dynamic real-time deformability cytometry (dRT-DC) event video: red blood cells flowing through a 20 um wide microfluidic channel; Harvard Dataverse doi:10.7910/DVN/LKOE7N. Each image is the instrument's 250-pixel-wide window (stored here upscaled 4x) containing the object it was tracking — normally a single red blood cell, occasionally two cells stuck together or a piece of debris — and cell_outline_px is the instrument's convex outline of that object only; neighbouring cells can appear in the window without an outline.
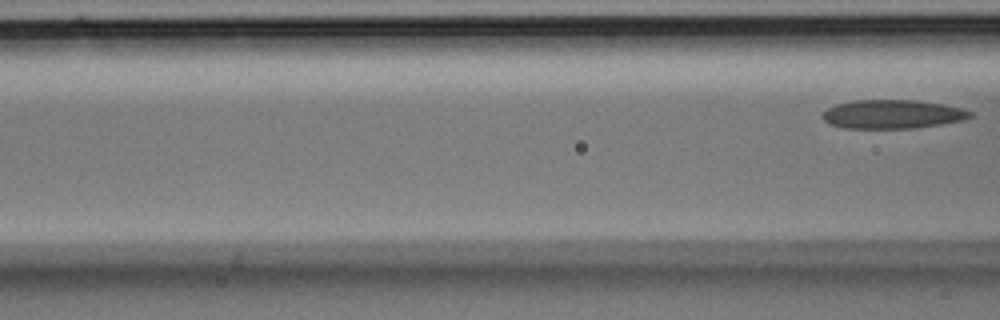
{"species": "Egyptian fruit bat (a non-hibernating species)", "species_latin": "Rousettus aegyptiacus", "temperature_condition": "room temperature", "stored_images_in_passage": 5, "camera_frame_rate_fps": 3000, "um_per_image_px": 0.085, "animal": {"sex": "male"}, "frame": {"image": 1, "passage_image": 5, "time_ms": 1.333, "image_size_px": [1000, 320], "cell_outline_px": [[972, 116], [964, 120], [940, 124], [912, 128], [844, 128], [828, 124], [820, 116], [828, 108], [836, 104], [852, 100], [916, 100], [944, 104], [964, 108], [972, 112]], "centroid_in_image_um": [75.85, 9.7], "position_along_channel_um": 90.7, "area_um2": 24.91}}